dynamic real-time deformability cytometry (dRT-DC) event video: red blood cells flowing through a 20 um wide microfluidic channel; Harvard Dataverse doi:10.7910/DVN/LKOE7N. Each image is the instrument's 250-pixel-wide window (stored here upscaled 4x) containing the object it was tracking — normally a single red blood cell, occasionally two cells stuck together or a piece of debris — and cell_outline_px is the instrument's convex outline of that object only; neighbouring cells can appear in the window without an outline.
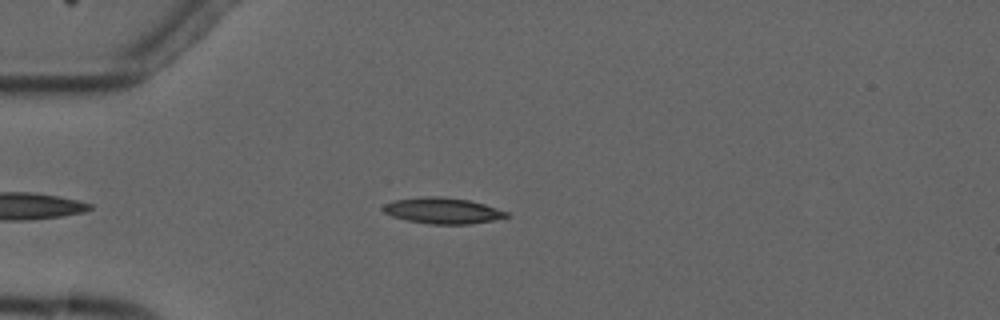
{"species": "common noctule bat (a hibernating species)", "species_latin": "Nyctalus noctula", "temperature_condition": "cold", "stored_images_in_passage": 4, "camera_frame_rate_fps": 3000, "um_per_image_px": 0.085, "animal": {"sex": "male", "forearm_length_mm": 52.5}, "frame": {"image": 1, "passage_image": 1, "time_ms": 0.0, "image_size_px": [1000, 320], "cell_outline_px": [[508, 216], [492, 220], [472, 224], [428, 224], [408, 220], [392, 216], [384, 212], [380, 208], [384, 204], [396, 200], [428, 196], [440, 196], [468, 200], [484, 204], [508, 212]], "centroid_in_image_um": [37.6, 17.91], "position_along_channel_um": 47.4, "area_um2": 18.5}}
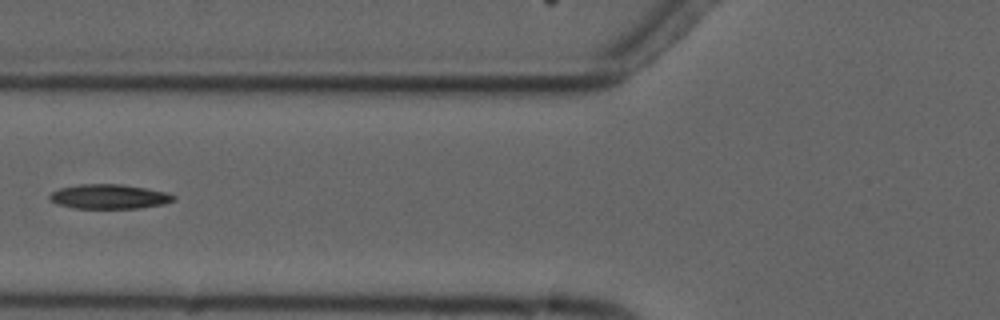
{"frame": {"image": 2, "passage_image": 3, "time_ms": 2.333, "image_size_px": [1000, 320], "cell_outline_px": [[176, 200], [164, 204], [140, 208], [76, 208], [56, 204], [48, 200], [48, 196], [52, 192], [60, 188], [80, 184], [124, 184], [164, 192], [176, 196]], "centroid_in_image_um": [9.26, 16.71], "position_along_channel_um": 116.5, "area_um2": 17.74}}
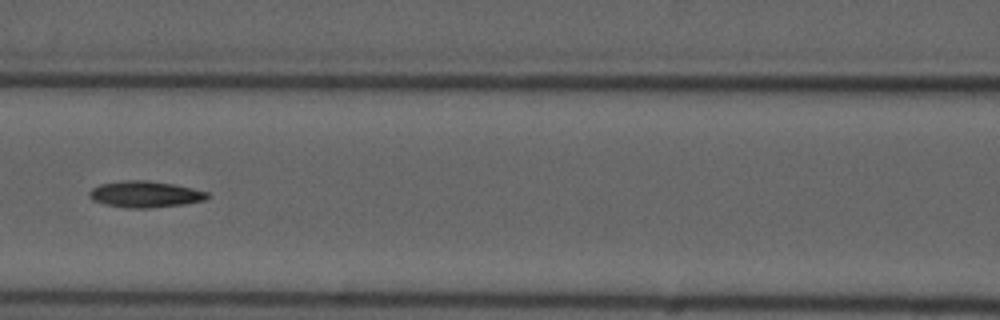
{"frame": {"image": 3, "passage_image": 4, "time_ms": 3.333, "image_size_px": [1000, 320], "cell_outline_px": [[212, 196], [204, 200], [184, 204], [148, 208], [128, 208], [104, 204], [92, 200], [88, 196], [88, 192], [92, 188], [100, 184], [124, 180], [148, 180], [172, 184], [192, 188], [208, 192]], "centroid_in_image_um": [12.32, 16.51], "position_along_channel_um": 154.3, "area_um2": 18.21}}